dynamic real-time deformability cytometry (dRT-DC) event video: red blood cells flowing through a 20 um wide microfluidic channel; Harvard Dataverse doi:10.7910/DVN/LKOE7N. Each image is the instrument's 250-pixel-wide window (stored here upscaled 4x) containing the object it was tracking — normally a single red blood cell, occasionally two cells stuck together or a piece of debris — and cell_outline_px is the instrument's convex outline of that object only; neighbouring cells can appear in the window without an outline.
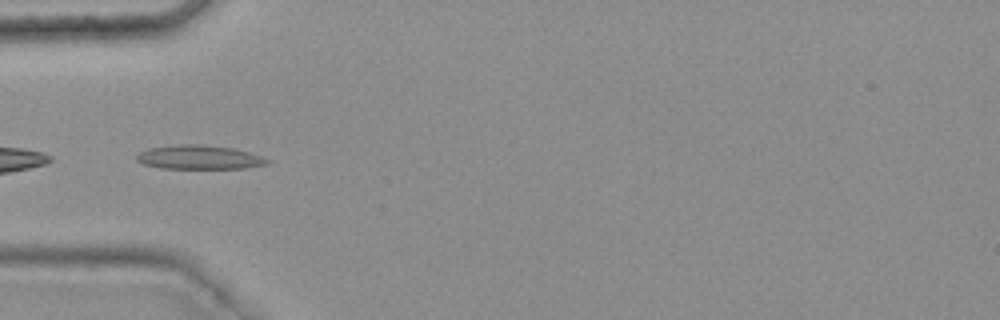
{"species": "common noctule bat (a hibernating species)", "species_latin": "Nyctalus noctula", "temperature_condition": "warm", "stored_images_in_passage": 21, "camera_frame_rate_fps": 3000, "um_per_image_px": 0.085, "animal": {"sex": "female", "body_mass_g": 25.1}, "frame": {"image": 1, "passage_image": 18, "time_ms": 5.667, "image_size_px": [1000, 320], "cell_outline_px": [[272, 160], [268, 164], [244, 168], [160, 168], [144, 164], [136, 160], [136, 156], [140, 152], [148, 148], [176, 144], [204, 144], [232, 148], [264, 156]], "centroid_in_image_um": [16.96, 13.36], "position_along_channel_um": 68.0, "area_um2": 18.38}}